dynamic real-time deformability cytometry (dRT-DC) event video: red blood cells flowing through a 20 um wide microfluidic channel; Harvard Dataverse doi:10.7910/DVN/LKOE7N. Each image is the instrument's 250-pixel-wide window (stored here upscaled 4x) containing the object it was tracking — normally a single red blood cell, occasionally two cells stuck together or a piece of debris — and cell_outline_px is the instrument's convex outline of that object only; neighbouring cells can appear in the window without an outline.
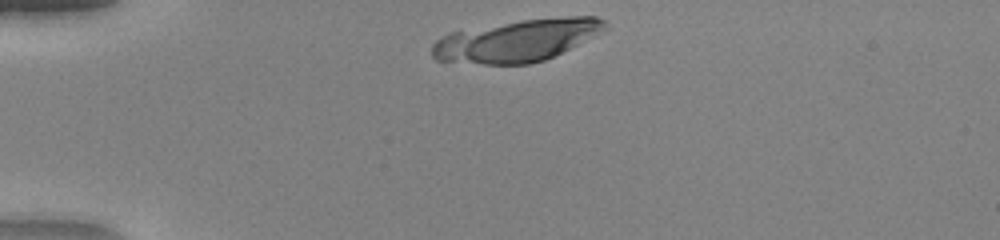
{"species": "human", "species_latin": "Homo sapiens", "temperature_condition": "warm", "stored_images_in_passage": 8, "camera_frame_rate_fps": 3000, "um_per_image_px": 0.085, "donor": {"sex": "female"}, "frame": {"image": 1, "passage_image": 1, "time_ms": 0.0, "image_size_px": [1000, 240], "cell_outline_px": [[608, 28], [604, 32], [544, 60], [528, 64], [484, 64], [436, 60], [432, 56], [432, 44], [436, 40], [448, 32], [520, 20], [564, 16], [596, 16], [604, 20], [608, 24]], "centroid_in_image_um": [43.97, 3.43], "position_along_channel_um": 41.0, "area_um2": 42.54}}